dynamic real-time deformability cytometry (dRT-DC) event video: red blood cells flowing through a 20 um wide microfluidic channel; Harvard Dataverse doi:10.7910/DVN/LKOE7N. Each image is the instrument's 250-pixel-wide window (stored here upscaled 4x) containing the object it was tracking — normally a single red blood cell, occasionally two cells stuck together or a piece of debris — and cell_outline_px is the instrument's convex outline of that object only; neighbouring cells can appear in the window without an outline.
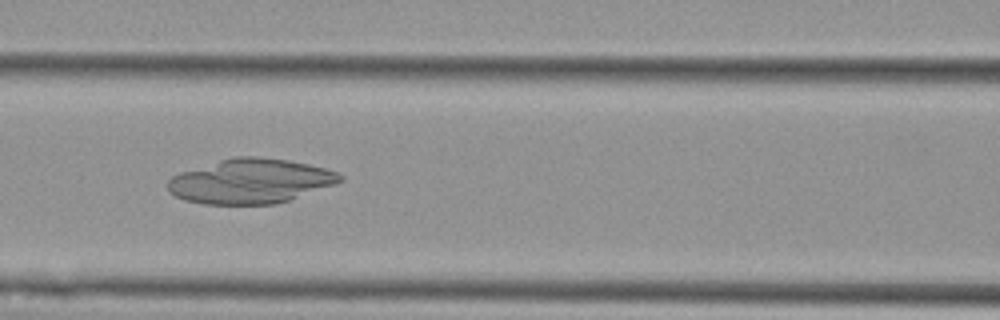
{"species": "Egyptian fruit bat (a non-hibernating species)", "species_latin": "Rousettus aegyptiacus", "temperature_condition": "cold", "stored_images_in_passage": 9, "camera_frame_rate_fps": 3000, "um_per_image_px": 0.085, "animal": {"sex": "female"}, "frame": {"image": 1, "passage_image": 7, "time_ms": 7.0, "image_size_px": [1000, 320], "cell_outline_px": [[344, 180], [336, 184], [292, 200], [276, 204], [204, 204], [184, 200], [168, 192], [168, 180], [172, 176], [180, 172], [220, 160], [236, 156], [260, 156], [288, 160], [308, 164], [324, 168], [336, 172], [344, 176]], "centroid_in_image_um": [21.32, 15.41], "position_along_channel_um": 145.3, "area_um2": 45.03}}
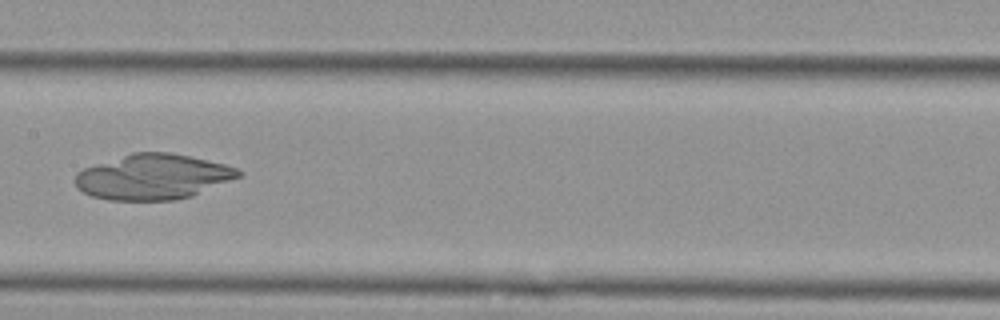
{"frame": {"image": 2, "passage_image": 8, "time_ms": 8.333, "image_size_px": [1000, 320], "cell_outline_px": [[244, 172], [240, 176], [192, 196], [176, 200], [108, 200], [92, 196], [76, 188], [76, 172], [84, 168], [132, 152], [168, 152], [188, 156], [224, 164], [236, 168]], "centroid_in_image_um": [12.99, 15.03], "position_along_channel_um": 194.4, "area_um2": 42.83}}
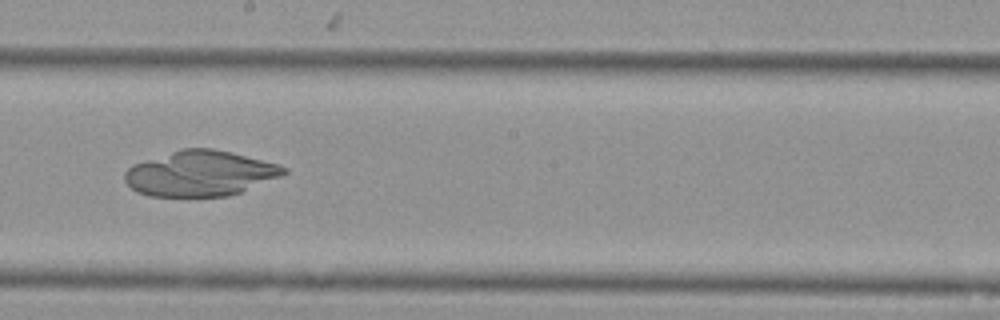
{"frame": {"image": 3, "passage_image": 9, "time_ms": 9.333, "image_size_px": [1000, 320], "cell_outline_px": [[288, 172], [280, 176], [240, 192], [228, 196], [148, 196], [136, 192], [124, 180], [124, 172], [132, 164], [180, 148], [212, 148], [232, 152], [276, 164], [288, 168]], "centroid_in_image_um": [16.97, 14.73], "position_along_channel_um": 231.2, "area_um2": 41.96}}